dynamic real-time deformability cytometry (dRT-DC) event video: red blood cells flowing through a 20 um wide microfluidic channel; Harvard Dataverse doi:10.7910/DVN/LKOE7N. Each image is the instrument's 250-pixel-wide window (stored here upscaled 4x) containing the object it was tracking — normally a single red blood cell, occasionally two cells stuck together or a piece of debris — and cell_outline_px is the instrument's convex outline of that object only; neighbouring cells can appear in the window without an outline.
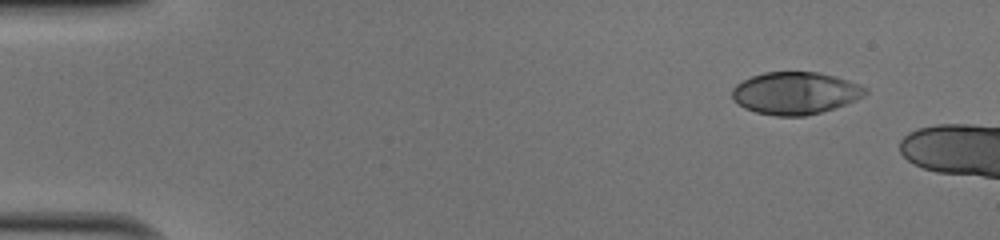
{"species": "human", "species_latin": "Homo sapiens", "temperature_condition": "cold", "stored_images_in_passage": 6, "camera_frame_rate_fps": 3000, "um_per_image_px": 0.085, "donor": {"sex": "male"}, "frame": {"image": 1, "passage_image": 1, "time_ms": 0.0, "image_size_px": [1000, 240], "cell_outline_px": [[868, 92], [864, 96], [856, 100], [820, 112], [804, 116], [776, 116], [756, 112], [744, 108], [732, 100], [732, 88], [736, 84], [752, 76], [764, 72], [816, 72], [836, 76], [860, 84], [868, 88]], "centroid_in_image_um": [67.6, 7.91], "position_along_channel_um": 17.4, "area_um2": 32.89}}